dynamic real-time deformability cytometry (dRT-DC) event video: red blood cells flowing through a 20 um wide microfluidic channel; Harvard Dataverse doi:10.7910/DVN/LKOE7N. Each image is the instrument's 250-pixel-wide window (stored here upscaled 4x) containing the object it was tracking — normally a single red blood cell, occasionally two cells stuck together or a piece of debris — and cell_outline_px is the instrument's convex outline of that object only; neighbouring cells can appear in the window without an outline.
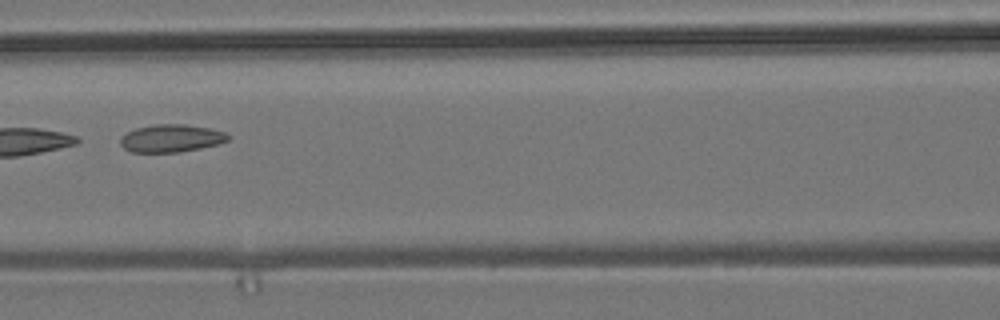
{"species": "common noctule bat (a hibernating species)", "species_latin": "Nyctalus noctula", "temperature_condition": "room temperature", "stored_images_in_passage": 8, "camera_frame_rate_fps": 3000, "um_per_image_px": 0.085, "animal": {"sex": "male", "body_mass_g": 19.2, "forearm_length_mm": 51.8}, "frame": {"image": 1, "passage_image": 6, "time_ms": 7.333, "image_size_px": [1000, 320], "cell_outline_px": [[232, 136], [228, 140], [216, 144], [200, 148], [180, 152], [132, 152], [124, 148], [120, 144], [120, 136], [136, 128], [156, 124], [184, 124], [208, 128], [224, 132]], "centroid_in_image_um": [14.53, 11.75], "position_along_channel_um": 152.1, "area_um2": 17.28}}
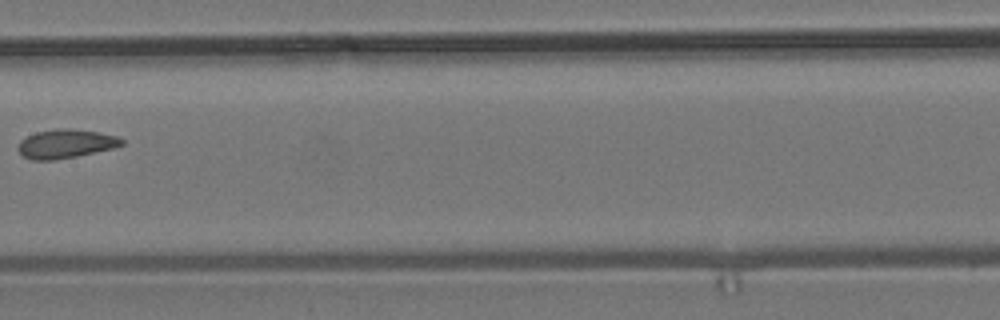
{"frame": {"image": 2, "passage_image": 7, "time_ms": 8.667, "image_size_px": [1000, 320], "cell_outline_px": [[124, 144], [112, 148], [76, 156], [52, 160], [32, 160], [24, 156], [16, 148], [20, 140], [36, 132], [56, 128], [68, 128], [96, 132], [116, 136], [124, 140]], "centroid_in_image_um": [5.55, 12.21], "position_along_channel_um": 201.9, "area_um2": 17.22}}
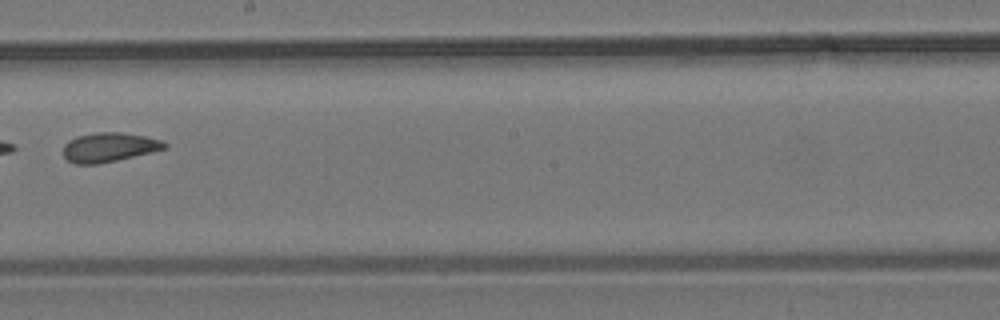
{"frame": {"image": 3, "passage_image": 8, "time_ms": 9.667, "image_size_px": [1000, 320], "cell_outline_px": [[168, 148], [116, 160], [96, 164], [76, 164], [68, 160], [64, 156], [64, 144], [68, 140], [76, 136], [96, 132], [120, 132], [144, 136], [160, 140], [168, 144]], "centroid_in_image_um": [9.25, 12.51], "position_along_channel_um": 238.9, "area_um2": 17.17}}